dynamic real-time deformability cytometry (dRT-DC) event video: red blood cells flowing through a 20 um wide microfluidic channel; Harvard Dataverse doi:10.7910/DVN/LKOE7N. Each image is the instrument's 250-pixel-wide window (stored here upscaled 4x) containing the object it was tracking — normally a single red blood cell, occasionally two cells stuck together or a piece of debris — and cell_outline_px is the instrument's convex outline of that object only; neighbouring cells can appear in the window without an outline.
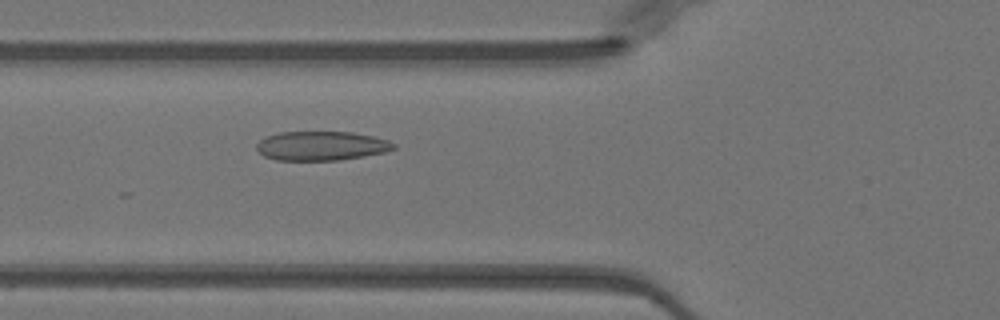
{"species": "Egyptian fruit bat (a non-hibernating species)", "species_latin": "Rousettus aegyptiacus", "temperature_condition": "warm", "stored_images_in_passage": 51, "camera_frame_rate_fps": 3000, "um_per_image_px": 0.085, "animal": {"sex": "female"}, "frame": {"image": 1, "passage_image": 19, "time_ms": 6.0, "image_size_px": [1000, 320], "cell_outline_px": [[396, 148], [384, 152], [364, 156], [340, 160], [276, 160], [264, 156], [256, 148], [256, 144], [260, 140], [268, 136], [280, 132], [352, 132], [372, 136], [388, 140], [396, 144]], "centroid_in_image_um": [27.33, 12.4], "position_along_channel_um": 98.5, "area_um2": 23.24}}
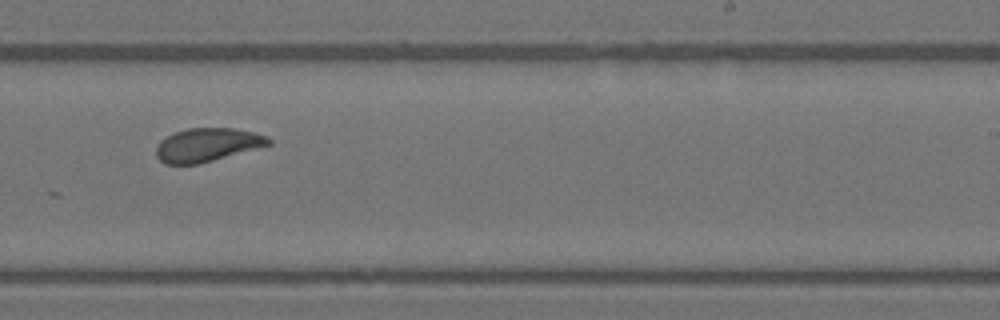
{"frame": {"image": 2, "passage_image": 32, "time_ms": 10.333, "image_size_px": [1000, 320], "cell_outline_px": [[272, 144], [212, 160], [196, 164], [164, 164], [156, 156], [156, 148], [160, 140], [176, 132], [188, 128], [236, 128], [268, 136], [272, 140]], "centroid_in_image_um": [17.62, 12.3], "position_along_channel_um": 271.4, "area_um2": 21.73}}
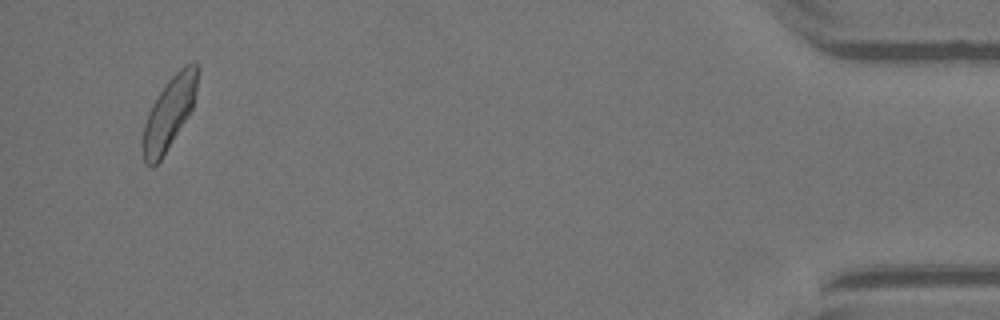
{"frame": {"image": 3, "passage_image": 49, "time_ms": 16.0, "image_size_px": [1000, 320], "cell_outline_px": [[200, 68], [196, 92], [192, 108], [188, 116], [160, 160], [152, 168], [144, 164], [140, 144], [140, 140], [144, 124], [148, 112], [152, 104], [168, 80], [184, 64], [196, 64]], "centroid_in_image_um": [14.34, 9.65], "position_along_channel_um": 420.9, "area_um2": 23.12}, "authors_computed_cell_mechanics": {"area_um2": 22.9466, "velocity_mm_per_s": 3.9903, "shape_relaxation_time_tau1_ms": 5.0236, "shape_relaxation_time_tau2_ms": 1.0624, "deformation_change_tau1": 0.1838, "deformation_change_tau2": 0.0511}}